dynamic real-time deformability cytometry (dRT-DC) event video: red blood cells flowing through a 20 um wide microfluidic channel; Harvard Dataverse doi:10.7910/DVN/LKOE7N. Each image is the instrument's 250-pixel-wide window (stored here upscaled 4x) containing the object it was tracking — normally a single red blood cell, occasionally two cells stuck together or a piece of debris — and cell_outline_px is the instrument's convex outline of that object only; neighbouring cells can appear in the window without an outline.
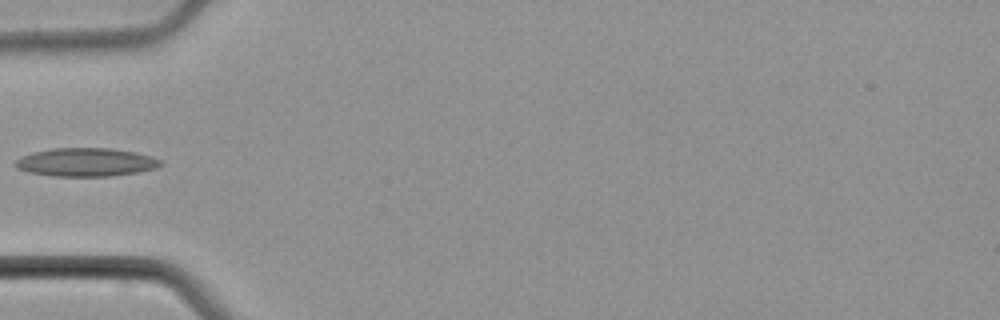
{"species": "common noctule bat (a hibernating species)", "species_latin": "Nyctalus noctula", "temperature_condition": "cold", "stored_images_in_passage": 4, "camera_frame_rate_fps": 3000, "um_per_image_px": 0.085, "animal": {"sex": "male", "body_mass_g": 21.5, "forearm_length_mm": 52.0}, "frame": {"image": 1, "passage_image": 4, "time_ms": 4.333, "image_size_px": [1000, 320], "cell_outline_px": [[164, 164], [156, 168], [136, 172], [112, 176], [52, 176], [28, 172], [16, 168], [16, 160], [20, 156], [32, 152], [52, 148], [112, 148], [136, 152], [152, 156], [160, 160]], "centroid_in_image_um": [7.3, 13.78], "position_along_channel_um": 77.7, "area_um2": 24.16}}